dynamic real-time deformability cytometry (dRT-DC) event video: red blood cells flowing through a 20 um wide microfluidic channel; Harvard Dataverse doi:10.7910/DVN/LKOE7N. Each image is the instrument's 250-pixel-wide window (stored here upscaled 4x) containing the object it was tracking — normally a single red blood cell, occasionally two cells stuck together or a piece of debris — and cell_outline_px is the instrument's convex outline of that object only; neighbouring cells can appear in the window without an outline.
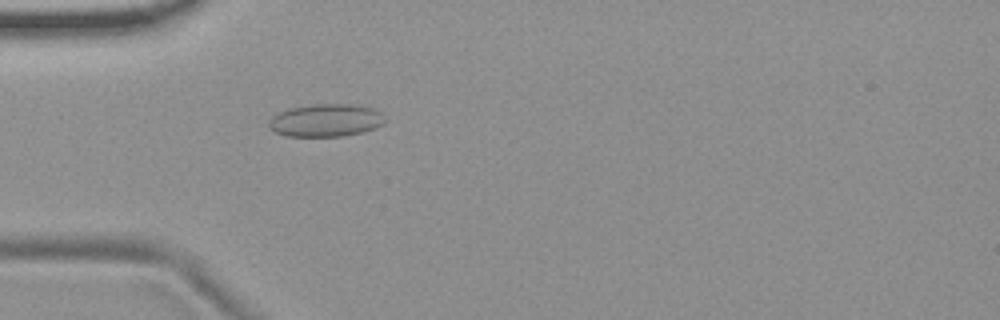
{"species": "common noctule bat (a hibernating species)", "species_latin": "Nyctalus noctula", "temperature_condition": "room temperature", "stored_images_in_passage": 5, "camera_frame_rate_fps": 3000, "um_per_image_px": 0.085, "animal": {"sex": "female", "body_mass_g": 19.9}, "frame": {"image": 1, "passage_image": 5, "time_ms": 4.667, "image_size_px": [1000, 320], "cell_outline_px": [[388, 120], [384, 124], [360, 132], [344, 136], [288, 136], [276, 132], [268, 128], [268, 120], [272, 116], [288, 108], [312, 104], [348, 104], [372, 108], [380, 112]], "centroid_in_image_um": [27.67, 10.22], "position_along_channel_um": 57.3, "area_um2": 22.14}}